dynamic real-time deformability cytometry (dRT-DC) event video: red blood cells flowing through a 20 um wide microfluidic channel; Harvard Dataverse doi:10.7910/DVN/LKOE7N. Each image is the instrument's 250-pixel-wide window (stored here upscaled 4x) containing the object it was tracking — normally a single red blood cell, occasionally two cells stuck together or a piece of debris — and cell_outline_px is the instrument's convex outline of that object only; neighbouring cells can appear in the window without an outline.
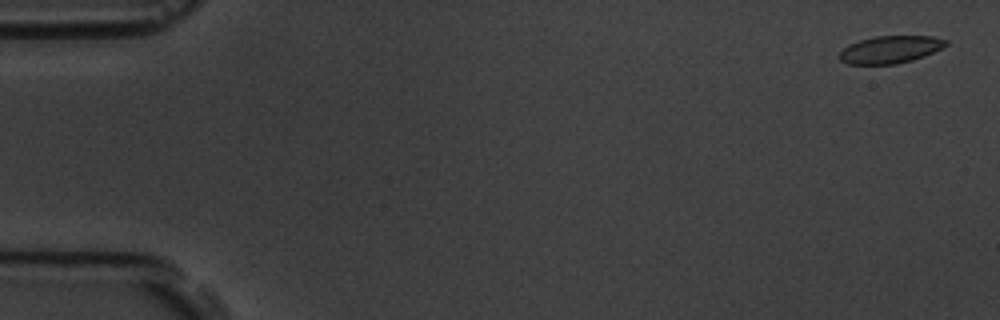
{"species": "common noctule bat (a hibernating species)", "species_latin": "Nyctalus noctula", "temperature_condition": "room temperature", "stored_images_in_passage": 4, "camera_frame_rate_fps": 3000, "um_per_image_px": 0.085, "animal": {"sex": "male", "body_mass_g": 19.5, "forearm_length_mm": 54.6}, "frame": {"image": 1, "passage_image": 1, "time_ms": 0.0, "image_size_px": [1000, 320], "cell_outline_px": [[948, 44], [924, 56], [912, 60], [896, 64], [848, 64], [840, 60], [840, 52], [848, 44], [860, 40], [876, 36], [932, 36], [948, 40]], "centroid_in_image_um": [75.67, 4.2], "position_along_channel_um": 9.3, "area_um2": 16.88}}